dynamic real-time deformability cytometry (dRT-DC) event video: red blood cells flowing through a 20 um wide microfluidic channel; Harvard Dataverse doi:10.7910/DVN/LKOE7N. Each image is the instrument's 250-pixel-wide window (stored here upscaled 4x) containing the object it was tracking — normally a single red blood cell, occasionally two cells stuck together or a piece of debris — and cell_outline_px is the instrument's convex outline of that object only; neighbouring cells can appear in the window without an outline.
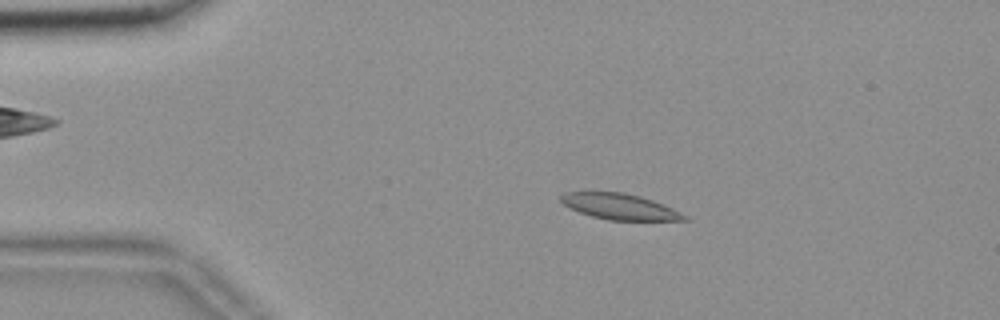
{"species": "common noctule bat (a hibernating species)", "species_latin": "Nyctalus noctula", "temperature_condition": "room temperature", "stored_images_in_passage": 56, "camera_frame_rate_fps": 3000, "um_per_image_px": 0.085, "animal": {"sex": "female", "body_mass_g": 18.4}, "frame": {"image": 1, "passage_image": 11, "time_ms": 3.333, "image_size_px": [1000, 320], "cell_outline_px": [[688, 220], [608, 220], [592, 216], [580, 212], [564, 204], [560, 200], [560, 196], [564, 192], [624, 192], [640, 196], [664, 204], [688, 216]], "centroid_in_image_um": [52.69, 17.55], "position_along_channel_um": 32.3, "area_um2": 18.44}}
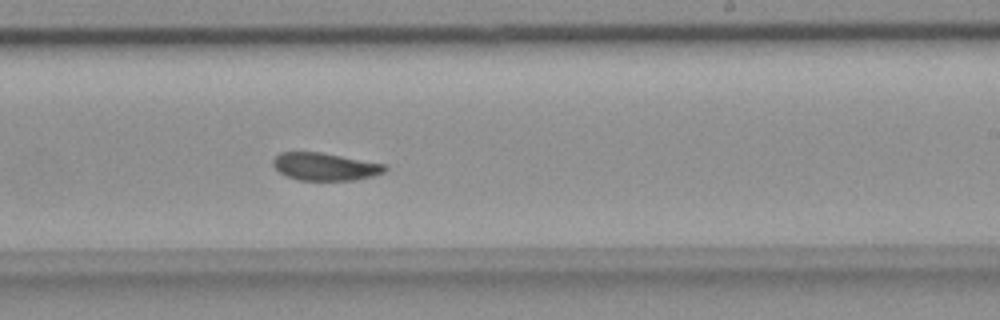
{"frame": {"image": 2, "passage_image": 34, "time_ms": 11.0, "image_size_px": [1000, 320], "cell_outline_px": [[388, 168], [384, 172], [372, 176], [356, 180], [300, 180], [284, 176], [272, 164], [272, 160], [280, 152], [320, 152], [384, 164]], "centroid_in_image_um": [27.6, 14.17], "position_along_channel_um": 261.4, "area_um2": 17.92}}
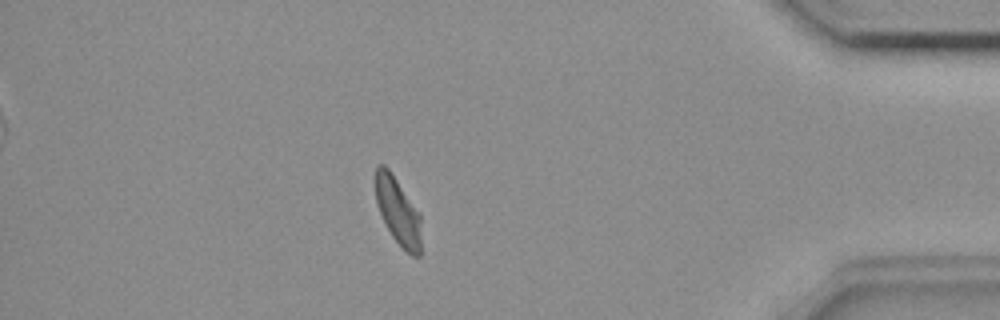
{"frame": {"image": 3, "passage_image": 49, "time_ms": 16.0, "image_size_px": [1000, 320], "cell_outline_px": [[420, 256], [412, 256], [392, 236], [380, 212], [376, 200], [376, 164], [384, 164], [388, 168], [420, 212]], "centroid_in_image_um": [33.83, 17.92], "position_along_channel_um": 401.4, "area_um2": 17.51}, "authors_computed_cell_mechanics": {"area_um2": 18.8717, "velocity_mm_per_s": 3.6251, "shape_relaxation_time_tau1_ms": 7.7202, "shape_relaxation_time_tau2_ms": 3.4365, "deformation_change_tau1": 0.1583, "deformation_change_tau2": 0.0742}}